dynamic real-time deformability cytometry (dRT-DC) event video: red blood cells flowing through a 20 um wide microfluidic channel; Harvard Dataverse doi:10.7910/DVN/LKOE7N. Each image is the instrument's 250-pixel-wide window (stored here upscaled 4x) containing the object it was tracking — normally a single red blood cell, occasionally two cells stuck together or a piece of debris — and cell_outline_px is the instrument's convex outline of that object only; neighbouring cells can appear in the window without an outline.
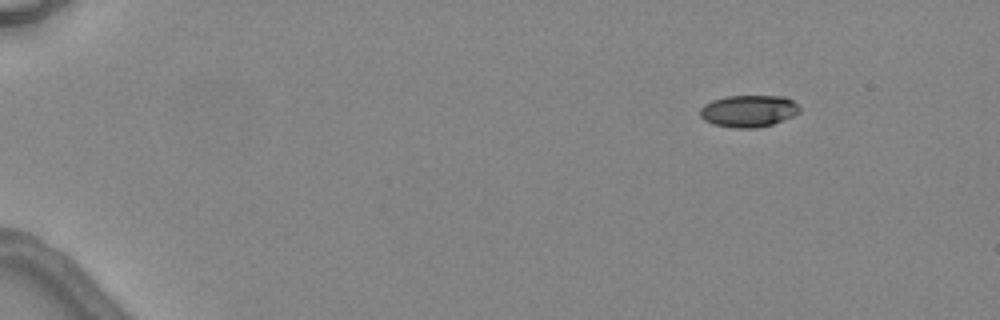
{"species": "common noctule bat (a hibernating species)", "species_latin": "Nyctalus noctula", "temperature_condition": "warm", "stored_images_in_passage": 5, "segment_of_instrument_passage": [2, 2], "camera_frame_rate_fps": 3000, "um_per_image_px": 0.085, "animal": {"sex": "female", "body_mass_g": 24.6, "forearm_length_mm": 56.2}, "frame": {"image": 1, "passage_image": 5, "time_ms": 7.0, "image_size_px": [1000, 320], "cell_outline_px": [[800, 112], [792, 116], [772, 124], [756, 128], [732, 128], [712, 124], [704, 120], [700, 116], [700, 108], [704, 104], [712, 100], [724, 96], [784, 96], [792, 100], [800, 108]], "centroid_in_image_um": [63.59, 9.43], "position_along_channel_um": 21.4, "area_um2": 18.61}}